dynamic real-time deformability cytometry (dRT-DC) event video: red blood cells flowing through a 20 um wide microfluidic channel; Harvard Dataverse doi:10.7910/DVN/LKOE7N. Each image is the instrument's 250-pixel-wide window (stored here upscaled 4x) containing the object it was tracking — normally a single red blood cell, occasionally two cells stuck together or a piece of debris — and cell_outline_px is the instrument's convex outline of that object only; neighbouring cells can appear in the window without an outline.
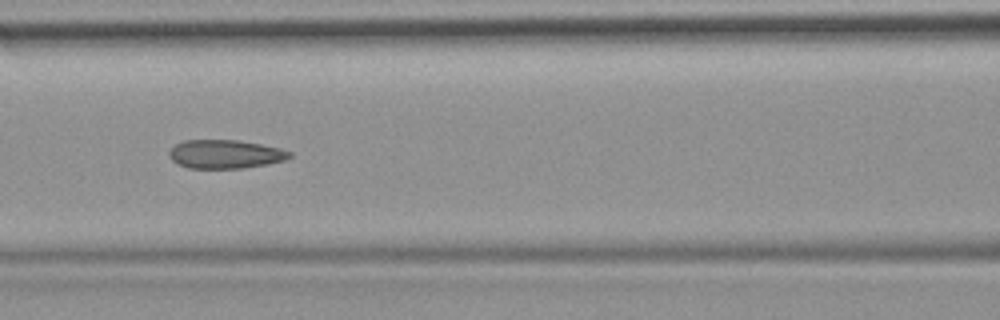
{"species": "common noctule bat (a hibernating species)", "species_latin": "Nyctalus noctula", "temperature_condition": "room temperature", "stored_images_in_passage": 51, "camera_frame_rate_fps": 3000, "um_per_image_px": 0.085, "animal": {"sex": "female", "body_mass_g": 19.9}, "frame": {"image": 1, "passage_image": 22, "time_ms": 7.0, "image_size_px": [1000, 320], "cell_outline_px": [[292, 156], [284, 160], [268, 164], [244, 168], [188, 168], [172, 160], [168, 156], [168, 152], [176, 144], [184, 140], [240, 140], [280, 148], [292, 152]], "centroid_in_image_um": [19.16, 13.1], "position_along_channel_um": 147.4, "area_um2": 20.11}, "authors_computed_cell_mechanics": {"area_um2": 21.0392, "velocity_mm_per_s": 3.9284, "shape_relaxation_time_tau1_ms": null, "shape_relaxation_time_tau2_ms": 1.6795, "deformation_change_tau1": null, "deformation_change_tau2": 0.0764}}